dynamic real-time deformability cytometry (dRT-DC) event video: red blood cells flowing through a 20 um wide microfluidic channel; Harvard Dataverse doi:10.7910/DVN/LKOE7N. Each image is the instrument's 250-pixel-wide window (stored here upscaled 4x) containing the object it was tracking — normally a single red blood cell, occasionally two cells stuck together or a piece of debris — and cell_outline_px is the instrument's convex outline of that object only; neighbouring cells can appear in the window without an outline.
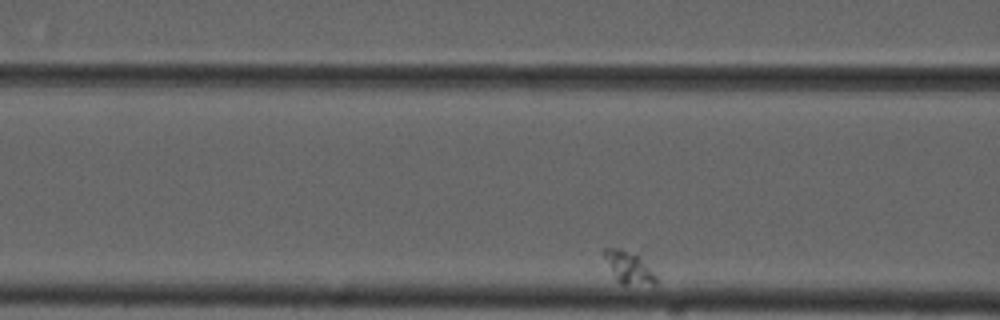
{"species": "common noctule bat (a hibernating species)", "species_latin": "Nyctalus noctula", "temperature_condition": "cold", "stored_images_in_passage": 35, "camera_frame_rate_fps": 3000, "um_per_image_px": 0.085, "animal": {"sex": "male", "forearm_length_mm": 52.5}, "frame": {"image": 1, "passage_image": 6, "time_ms": 1.667, "image_size_px": [1000, 320], "cell_outline_px": [[656, 280], [652, 284], [620, 284], [616, 280], [600, 252], [604, 248], [644, 244], [656, 276]], "centroid_in_image_um": [53.54, 22.48], "position_along_channel_um": 113.1, "area_um2": 11.85}}
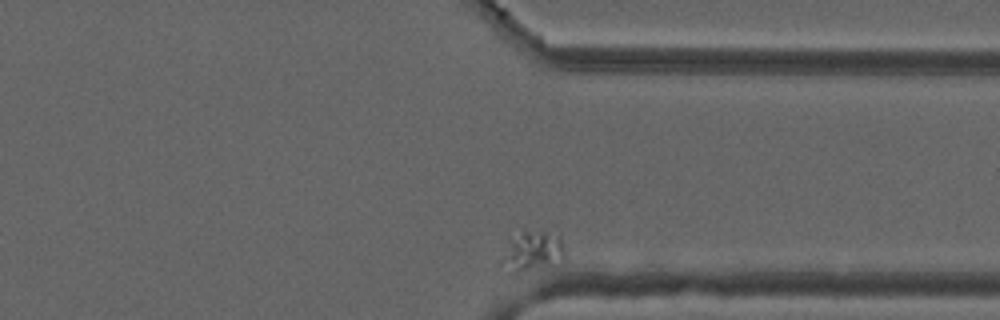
{"frame": {"image": 2, "passage_image": 35, "time_ms": 11.333, "image_size_px": [1000, 320], "cell_outline_px": [[564, 256], [548, 264], [516, 272], [512, 272], [500, 264], [500, 260], [524, 228], [560, 232], [564, 244]], "centroid_in_image_um": [45.34, 21.25], "position_along_channel_um": 366.1, "area_um2": 14.1}}